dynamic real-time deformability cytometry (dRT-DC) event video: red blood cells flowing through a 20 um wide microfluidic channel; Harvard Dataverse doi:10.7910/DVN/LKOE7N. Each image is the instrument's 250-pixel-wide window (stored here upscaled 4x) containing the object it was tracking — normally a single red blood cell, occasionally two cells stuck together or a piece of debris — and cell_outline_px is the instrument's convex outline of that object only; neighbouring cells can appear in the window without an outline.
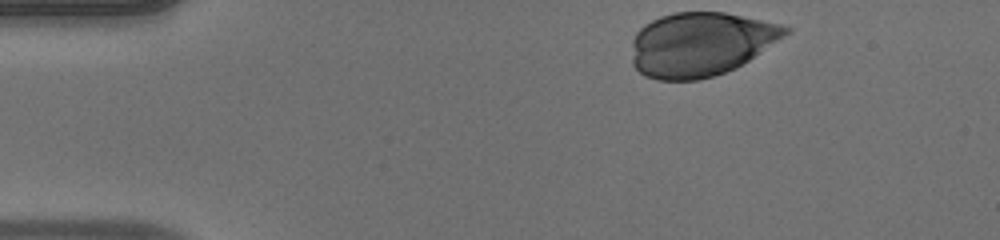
{"species": "human", "species_latin": "Homo sapiens", "temperature_condition": "warm", "stored_images_in_passage": 35, "camera_frame_rate_fps": 3000, "um_per_image_px": 0.085, "donor": {"sex": "male"}, "frame": {"image": 1, "passage_image": 1, "time_ms": 0.0, "image_size_px": [1000, 240], "cell_outline_px": [[792, 32], [736, 68], [700, 80], [656, 80], [644, 76], [632, 64], [632, 40], [636, 32], [644, 24], [660, 16], [676, 12], [724, 12], [780, 24], [792, 28]], "centroid_in_image_um": [59.54, 3.75], "position_along_channel_um": 25.5, "area_um2": 57.45}}
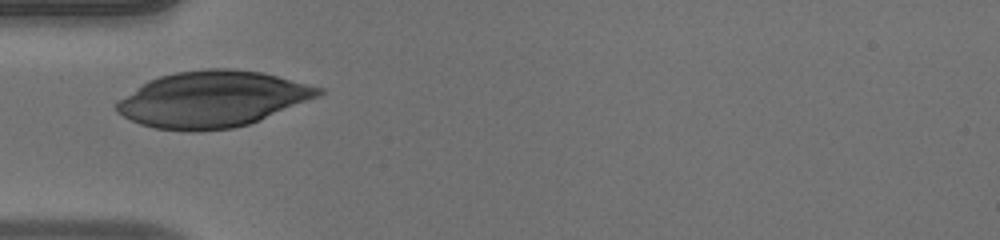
{"frame": {"image": 2, "passage_image": 10, "time_ms": 3.0, "image_size_px": [1000, 240], "cell_outline_px": [[324, 92], [320, 96], [248, 124], [232, 128], [196, 132], [192, 132], [156, 128], [140, 124], [116, 112], [116, 100], [148, 80], [160, 76], [176, 72], [208, 68], [232, 68], [260, 72], [324, 88]], "centroid_in_image_um": [18.02, 8.43], "position_along_channel_um": 67.0, "area_um2": 65.72}}